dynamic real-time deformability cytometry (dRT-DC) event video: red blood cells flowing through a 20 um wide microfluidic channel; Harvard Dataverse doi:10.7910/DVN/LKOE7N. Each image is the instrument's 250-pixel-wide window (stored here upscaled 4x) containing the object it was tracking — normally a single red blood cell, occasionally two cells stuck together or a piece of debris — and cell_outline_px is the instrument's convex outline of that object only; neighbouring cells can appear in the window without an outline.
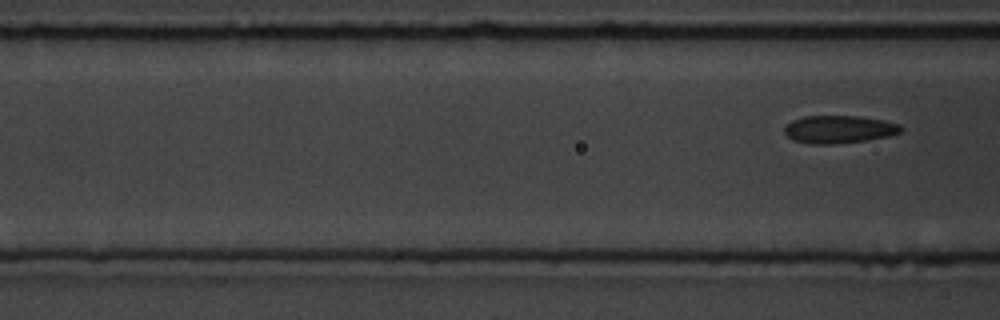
{"species": "common noctule bat (a hibernating species)", "species_latin": "Nyctalus noctula", "temperature_condition": "room temperature", "stored_images_in_passage": 8, "segment_of_instrument_passage": [2, 2], "camera_frame_rate_fps": 3000, "um_per_image_px": 0.085, "animal": {"sex": "male", "body_mass_g": 19.5, "forearm_length_mm": 54.6}, "frame": {"image": 1, "passage_image": 8, "time_ms": 9.0, "image_size_px": [1000, 320], "cell_outline_px": [[904, 128], [900, 132], [888, 136], [868, 140], [836, 144], [812, 144], [792, 140], [784, 132], [784, 128], [792, 120], [804, 116], [856, 116], [880, 120], [900, 124]], "centroid_in_image_um": [71.3, 11.0], "position_along_channel_um": 95.3, "area_um2": 18.79}}